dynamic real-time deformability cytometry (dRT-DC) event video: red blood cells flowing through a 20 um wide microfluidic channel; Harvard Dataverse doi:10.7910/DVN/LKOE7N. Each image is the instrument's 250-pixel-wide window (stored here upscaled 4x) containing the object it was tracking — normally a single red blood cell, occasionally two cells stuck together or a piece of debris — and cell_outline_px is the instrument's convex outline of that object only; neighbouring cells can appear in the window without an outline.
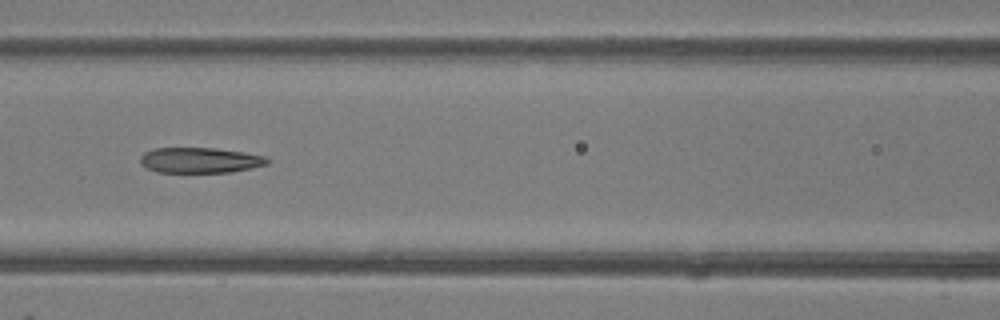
{"species": "common noctule bat (a hibernating species)", "species_latin": "Nyctalus noctula", "temperature_condition": "room temperature", "stored_images_in_passage": 34, "camera_frame_rate_fps": 3000, "um_per_image_px": 0.085, "animal": {"sex": "female"}, "frame": {"image": 1, "passage_image": 7, "time_ms": 2.0, "image_size_px": [1000, 320], "cell_outline_px": [[272, 160], [268, 164], [252, 168], [232, 172], [156, 172], [140, 164], [140, 156], [144, 152], [156, 148], [216, 148], [244, 152], [264, 156]], "centroid_in_image_um": [17.02, 13.62], "position_along_channel_um": 149.6, "area_um2": 18.96}}
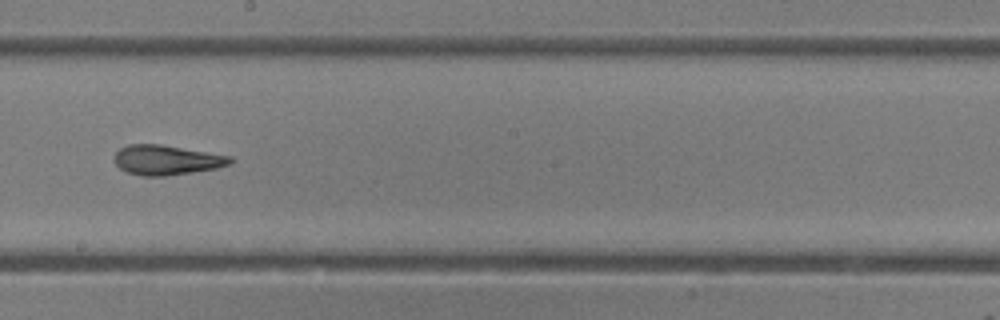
{"frame": {"image": 2, "passage_image": 13, "time_ms": 4.0, "image_size_px": [1000, 320], "cell_outline_px": [[232, 160], [228, 164], [216, 168], [192, 172], [164, 176], [144, 176], [128, 172], [120, 168], [116, 164], [116, 152], [120, 148], [128, 144], [160, 144], [232, 156]], "centroid_in_image_um": [14.16, 13.59], "position_along_channel_um": 234.0, "area_um2": 19.83}}
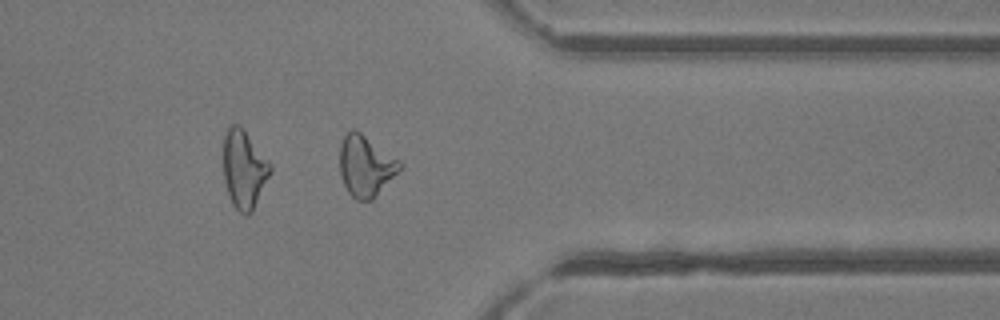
{"frame": {"image": 3, "passage_image": 24, "time_ms": 7.667, "image_size_px": [1000, 320], "cell_outline_px": [[404, 168], [372, 200], [356, 200], [348, 192], [340, 176], [340, 144], [344, 136], [352, 128], [356, 128], [400, 160], [404, 164]], "centroid_in_image_um": [31.12, 14.09], "position_along_channel_um": 380.3, "area_um2": 21.79}, "authors_computed_cell_mechanics": {"area_um2": 20.6635, "velocity_mm_per_s": 4.2366, "shape_relaxation_time_tau1_ms": null, "shape_relaxation_time_tau2_ms": 4.1929, "deformation_change_tau1": null, "deformation_change_tau2": 0.1374}}